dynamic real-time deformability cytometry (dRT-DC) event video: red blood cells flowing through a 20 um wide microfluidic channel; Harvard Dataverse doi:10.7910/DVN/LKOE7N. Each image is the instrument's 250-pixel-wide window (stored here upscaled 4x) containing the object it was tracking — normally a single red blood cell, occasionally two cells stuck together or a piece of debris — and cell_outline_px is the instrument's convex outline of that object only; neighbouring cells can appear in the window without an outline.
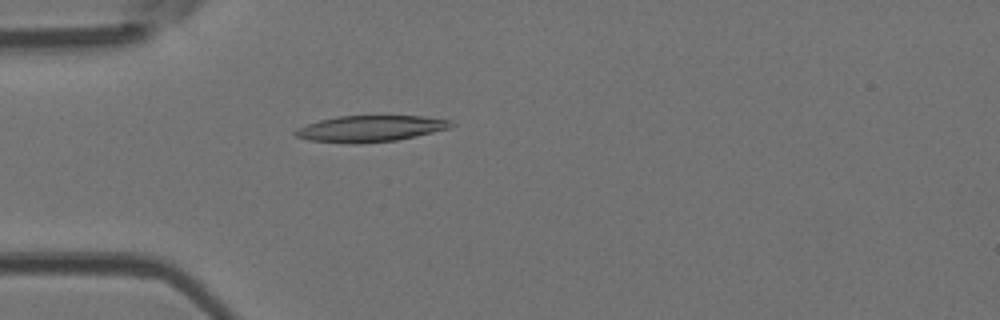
{"species": "Egyptian fruit bat (a non-hibernating species)", "species_latin": "Rousettus aegyptiacus", "temperature_condition": "room temperature", "stored_images_in_passage": 31, "camera_frame_rate_fps": 3000, "um_per_image_px": 0.085, "animal": {"sex": "female"}, "frame": {"image": 1, "passage_image": 2, "time_ms": 0.333, "image_size_px": [1000, 320], "cell_outline_px": [[456, 124], [448, 128], [416, 136], [396, 140], [308, 140], [296, 136], [292, 132], [296, 128], [320, 120], [336, 116], [424, 116], [448, 120]], "centroid_in_image_um": [31.52, 10.87], "position_along_channel_um": 53.5, "area_um2": 22.43}}
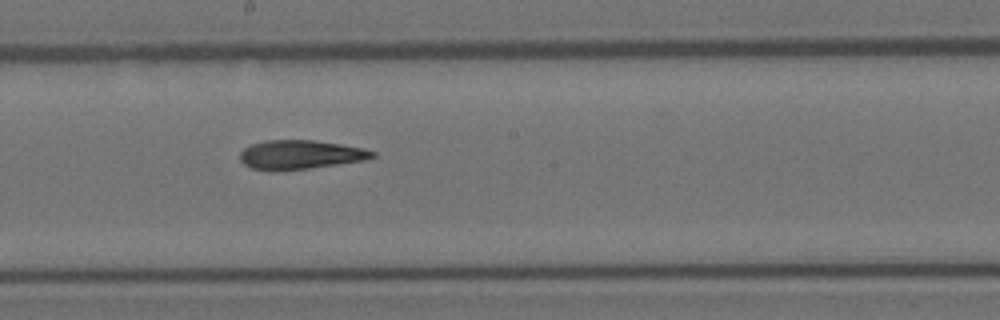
{"frame": {"image": 2, "passage_image": 15, "time_ms": 4.667, "image_size_px": [1000, 320], "cell_outline_px": [[376, 156], [364, 160], [308, 168], [276, 172], [272, 172], [252, 168], [244, 164], [240, 160], [240, 152], [244, 148], [252, 144], [264, 140], [312, 140], [340, 144], [364, 148], [376, 152]], "centroid_in_image_um": [25.49, 13.15], "position_along_channel_um": 222.7, "area_um2": 22.48}}
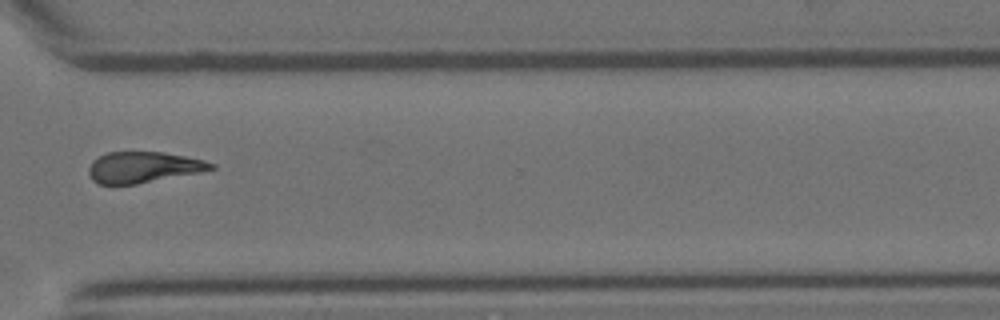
{"frame": {"image": 3, "passage_image": 25, "time_ms": 8.0, "image_size_px": [1000, 320], "cell_outline_px": [[216, 168], [200, 172], [136, 184], [96, 184], [92, 180], [88, 172], [88, 168], [92, 160], [108, 152], [164, 152], [204, 160], [216, 164]], "centroid_in_image_um": [12.17, 14.22], "position_along_channel_um": 358.4, "area_um2": 22.08}, "authors_computed_cell_mechanics": {"area_um2": 22.5998, "velocity_mm_per_s": 4.0822, "shape_relaxation_time_tau1_ms": 6.0533, "shape_relaxation_time_tau2_ms": 3.6246, "deformation_change_tau1": 0.2069, "deformation_change_tau2": 0.1423}}